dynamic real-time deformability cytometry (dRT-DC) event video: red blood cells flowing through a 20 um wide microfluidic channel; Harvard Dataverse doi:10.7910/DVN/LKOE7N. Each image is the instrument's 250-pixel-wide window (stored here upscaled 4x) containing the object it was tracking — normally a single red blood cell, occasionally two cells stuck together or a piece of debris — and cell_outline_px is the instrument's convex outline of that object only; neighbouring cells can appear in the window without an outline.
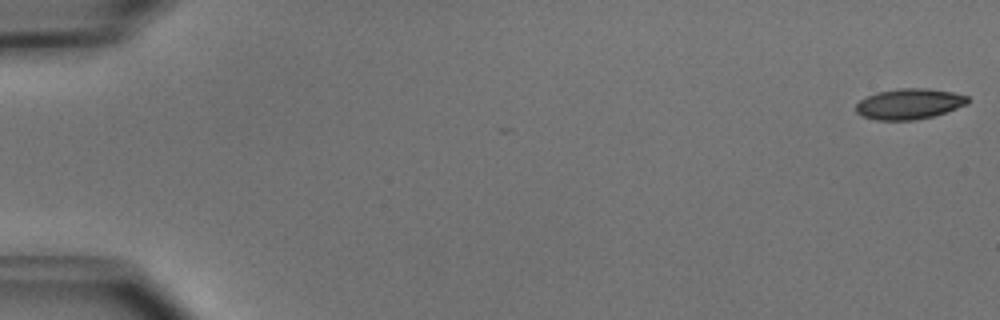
{"species": "common noctule bat (a hibernating species)", "species_latin": "Nyctalus noctula", "temperature_condition": "cold", "stored_images_in_passage": 51, "camera_frame_rate_fps": 3000, "um_per_image_px": 0.085, "animal": {"sex": "male", "body_mass_g": 15.6}, "frame": {"image": 1, "passage_image": 1, "time_ms": 0.0, "image_size_px": [1000, 320], "cell_outline_px": [[968, 104], [932, 116], [916, 120], [876, 120], [864, 116], [856, 112], [856, 104], [860, 100], [876, 92], [896, 88], [928, 88], [952, 92], [968, 96]], "centroid_in_image_um": [77.27, 8.82], "position_along_channel_um": 7.7, "area_um2": 19.88}}
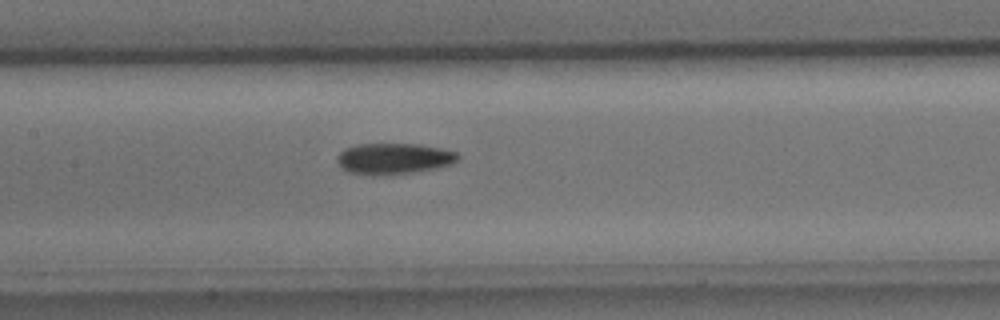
{"frame": {"image": 2, "passage_image": 25, "time_ms": 8.0, "image_size_px": [1000, 320], "cell_outline_px": [[460, 156], [452, 164], [436, 168], [412, 172], [348, 172], [340, 168], [336, 160], [336, 156], [344, 148], [356, 144], [420, 144], [440, 148], [456, 152]], "centroid_in_image_um": [33.47, 13.43], "position_along_channel_um": 173.9, "area_um2": 21.1}}
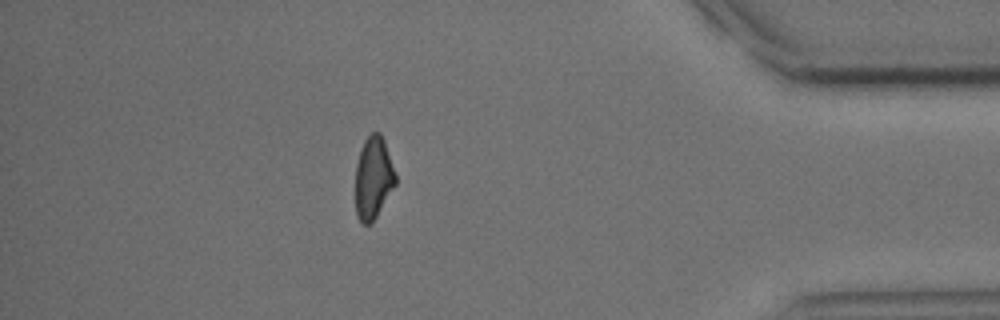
{"frame": {"image": 3, "passage_image": 45, "time_ms": 14.667, "image_size_px": [1000, 320], "cell_outline_px": [[396, 184], [372, 224], [364, 224], [360, 220], [356, 212], [356, 164], [360, 148], [364, 140], [372, 132], [380, 132], [384, 140], [396, 172]], "centroid_in_image_um": [31.74, 15.1], "position_along_channel_um": 403.5, "area_um2": 19.36}, "authors_computed_cell_mechanics": {"area_um2": 20.5768, "velocity_mm_per_s": 4.0003, "shape_relaxation_time_tau1_ms": 4.5783, "shape_relaxation_time_tau2_ms": 9.3911, "deformation_change_tau1": 0.1309, "deformation_change_tau2": 0.1881}}